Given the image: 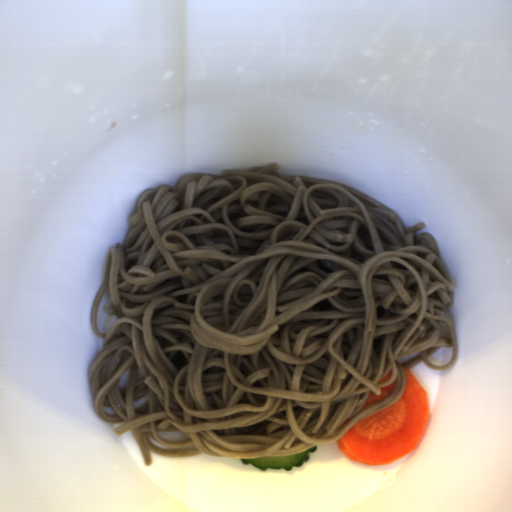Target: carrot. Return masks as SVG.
Segmentation results:
<instances>
[{"mask_svg":"<svg viewBox=\"0 0 512 512\" xmlns=\"http://www.w3.org/2000/svg\"><path fill=\"white\" fill-rule=\"evenodd\" d=\"M402 368V395L352 425L336 441L346 458L366 465L392 464L422 439L430 417L429 395L408 367Z\"/></svg>","mask_w":512,"mask_h":512,"instance_id":"obj_1","label":"carrot"},{"mask_svg":"<svg viewBox=\"0 0 512 512\" xmlns=\"http://www.w3.org/2000/svg\"><path fill=\"white\" fill-rule=\"evenodd\" d=\"M395 386H396V382H395V380H393L392 383H390V384H388L386 386H381V388H380V395H376L374 393V391H370V395L367 398L366 402L361 407V409H366L370 405H372L374 403H377V402H380L383 399L387 398L392 393V391L394 390Z\"/></svg>","mask_w":512,"mask_h":512,"instance_id":"obj_2","label":"carrot"},{"mask_svg":"<svg viewBox=\"0 0 512 512\" xmlns=\"http://www.w3.org/2000/svg\"><path fill=\"white\" fill-rule=\"evenodd\" d=\"M391 375H392V370H390L380 381L379 383H384V382H387L390 378H391Z\"/></svg>","mask_w":512,"mask_h":512,"instance_id":"obj_3","label":"carrot"},{"mask_svg":"<svg viewBox=\"0 0 512 512\" xmlns=\"http://www.w3.org/2000/svg\"><path fill=\"white\" fill-rule=\"evenodd\" d=\"M350 419H351V418H347V419H346V420H345V421H344V422H343V423L338 427V429H337L335 432H337L340 428H342V427H343V426H344V425H345V424H346ZM335 432H334V433H335ZM334 433H333V434H334ZM333 434H332V435H333Z\"/></svg>","mask_w":512,"mask_h":512,"instance_id":"obj_4","label":"carrot"}]
</instances>
